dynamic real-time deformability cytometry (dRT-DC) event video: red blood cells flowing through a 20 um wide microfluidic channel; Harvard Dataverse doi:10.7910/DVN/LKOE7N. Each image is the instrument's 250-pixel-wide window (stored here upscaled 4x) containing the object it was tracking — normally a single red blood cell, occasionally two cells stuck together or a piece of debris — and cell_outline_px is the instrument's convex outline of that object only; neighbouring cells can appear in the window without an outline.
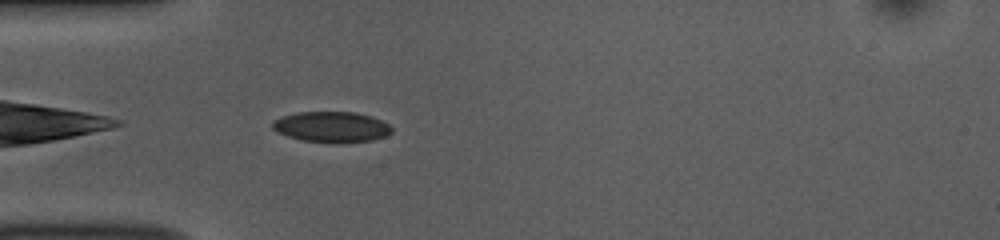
{"species": "common noctule bat (a hibernating species)", "species_latin": "Nyctalus noctula", "temperature_condition": "room temperature", "stored_images_in_passage": 39, "camera_frame_rate_fps": 3000, "um_per_image_px": 0.085, "animal": {"sex": "female", "body_mass_g": 10.0, "forearm_length_mm": 53.1}, "frame": {"image": 1, "passage_image": 2, "time_ms": 0.333, "image_size_px": [1000, 240], "cell_outline_px": [[392, 132], [384, 136], [372, 140], [300, 140], [288, 136], [272, 128], [272, 120], [280, 116], [296, 112], [356, 112], [372, 116], [388, 124], [392, 128]], "centroid_in_image_um": [28.14, 10.73], "position_along_channel_um": 56.9, "area_um2": 20.52}}
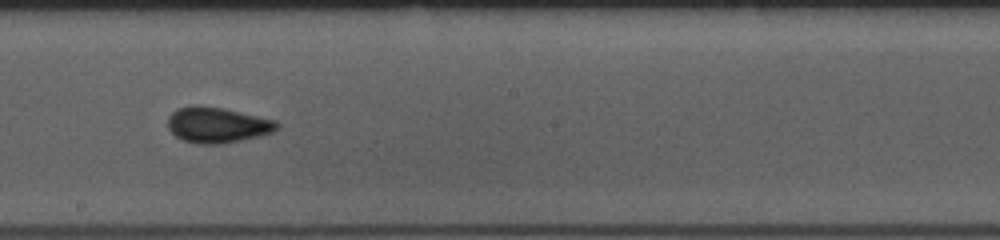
{"frame": {"image": 2, "passage_image": 16, "time_ms": 5.0, "image_size_px": [1000, 240], "cell_outline_px": [[280, 124], [272, 132], [240, 140], [220, 144], [200, 144], [184, 140], [176, 136], [168, 128], [168, 116], [176, 108], [192, 104], [196, 104], [224, 108], [276, 120]], "centroid_in_image_um": [18.43, 10.59], "position_along_channel_um": 229.8, "area_um2": 22.66}}
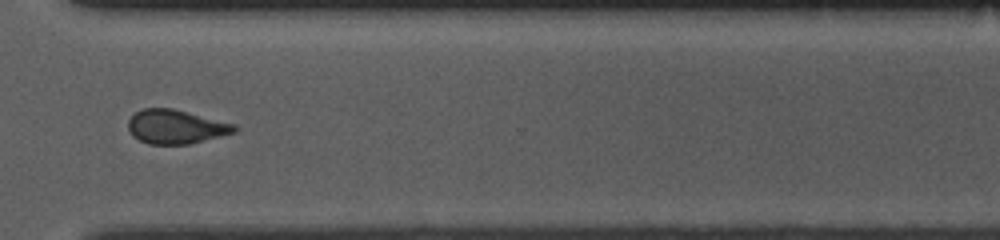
{"frame": {"image": 3, "passage_image": 26, "time_ms": 8.333, "image_size_px": [1000, 240], "cell_outline_px": [[236, 132], [188, 144], [148, 144], [132, 136], [128, 128], [128, 120], [136, 112], [144, 108], [172, 108], [236, 124]], "centroid_in_image_um": [14.93, 10.77], "position_along_channel_um": 355.7, "area_um2": 20.92}, "authors_computed_cell_mechanics": {"area_um2": 21.386, "velocity_mm_per_s": 3.7855, "shape_relaxation_time_tau1_ms": 5.3108, "shape_relaxation_time_tau2_ms": 1.9216, "deformation_change_tau1": 0.0778, "deformation_change_tau2": 0.0818}}